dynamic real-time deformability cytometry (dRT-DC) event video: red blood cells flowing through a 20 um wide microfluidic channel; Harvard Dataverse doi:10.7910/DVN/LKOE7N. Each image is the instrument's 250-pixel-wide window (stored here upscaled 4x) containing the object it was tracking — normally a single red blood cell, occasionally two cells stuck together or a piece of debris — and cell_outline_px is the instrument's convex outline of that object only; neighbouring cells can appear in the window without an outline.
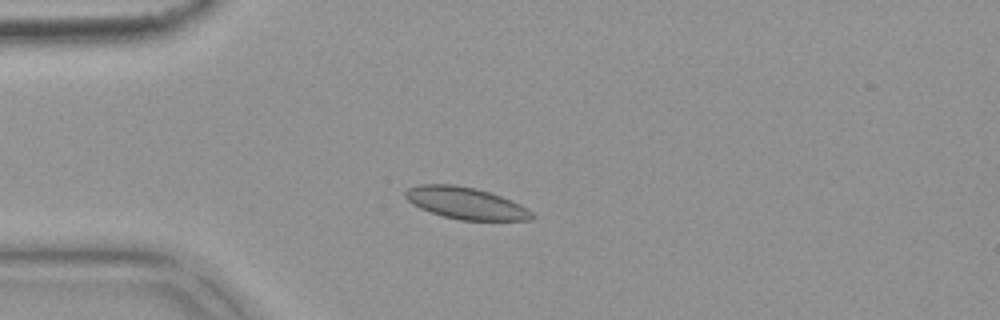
{"species": "common noctule bat (a hibernating species)", "species_latin": "Nyctalus noctula", "temperature_condition": "warm", "stored_images_in_passage": 6, "camera_frame_rate_fps": 3000, "um_per_image_px": 0.085, "animal": {"sex": "female", "body_mass_g": 18.4}, "frame": {"image": 1, "passage_image": 4, "time_ms": 1.0, "image_size_px": [1000, 320], "cell_outline_px": [[536, 216], [532, 220], [460, 220], [444, 216], [420, 208], [412, 204], [404, 196], [404, 192], [408, 188], [420, 184], [456, 184], [476, 188], [500, 196], [520, 204], [528, 208]], "centroid_in_image_um": [39.6, 17.26], "position_along_channel_um": 45.4, "area_um2": 23.47}}
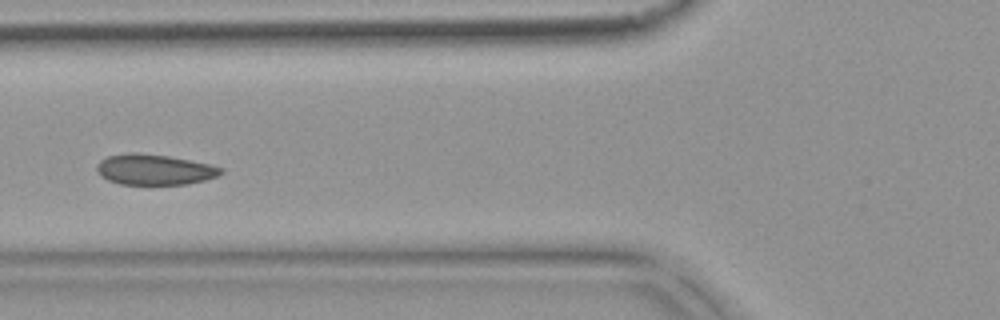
{"frame": {"image": 2, "passage_image": 6, "time_ms": 1.667, "image_size_px": [1000, 320], "cell_outline_px": [[224, 172], [216, 176], [204, 180], [188, 184], [120, 184], [108, 180], [100, 176], [96, 168], [96, 164], [100, 160], [108, 156], [128, 152], [136, 152], [168, 156], [208, 164], [224, 168]], "centroid_in_image_um": [13.09, 14.41], "position_along_channel_um": 112.7, "area_um2": 22.08}}